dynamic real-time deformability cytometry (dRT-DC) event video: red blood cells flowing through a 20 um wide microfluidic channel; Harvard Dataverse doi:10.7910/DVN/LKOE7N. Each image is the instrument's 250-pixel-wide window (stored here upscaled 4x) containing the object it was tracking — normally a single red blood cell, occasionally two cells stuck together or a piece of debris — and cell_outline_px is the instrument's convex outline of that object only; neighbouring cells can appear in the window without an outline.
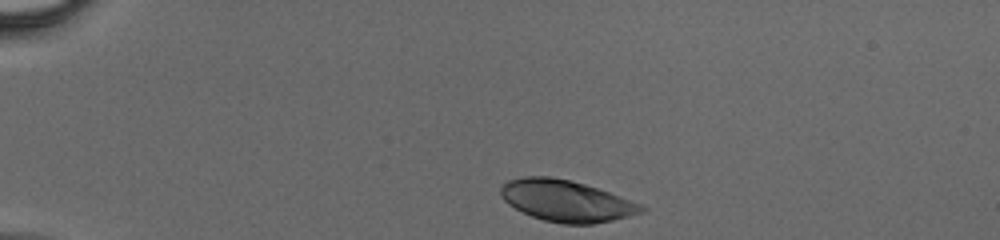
{"species": "human", "species_latin": "Homo sapiens", "temperature_condition": "cold", "stored_images_in_passage": 33, "camera_frame_rate_fps": 3000, "um_per_image_px": 0.085, "donor": {"sex": "male"}, "frame": {"image": 1, "passage_image": 1, "time_ms": 0.0, "image_size_px": [1000, 240], "cell_outline_px": [[648, 208], [644, 212], [612, 220], [592, 224], [564, 224], [544, 220], [532, 216], [508, 204], [500, 196], [500, 188], [508, 180], [524, 176], [552, 176], [584, 184], [608, 192], [640, 204]], "centroid_in_image_um": [48.11, 17.07], "position_along_channel_um": 36.9, "area_um2": 33.64}}
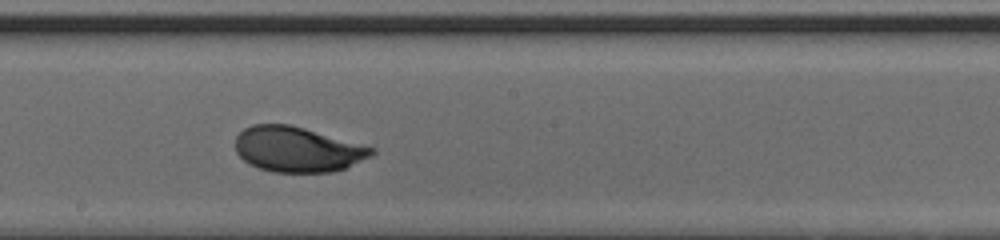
{"frame": {"image": 2, "passage_image": 18, "time_ms": 5.667, "image_size_px": [1000, 240], "cell_outline_px": [[376, 152], [372, 156], [344, 168], [332, 172], [272, 172], [248, 164], [236, 152], [236, 136], [244, 128], [252, 124], [288, 124], [304, 128], [376, 148]], "centroid_in_image_um": [25.28, 12.69], "position_along_channel_um": 222.9, "area_um2": 35.84}}
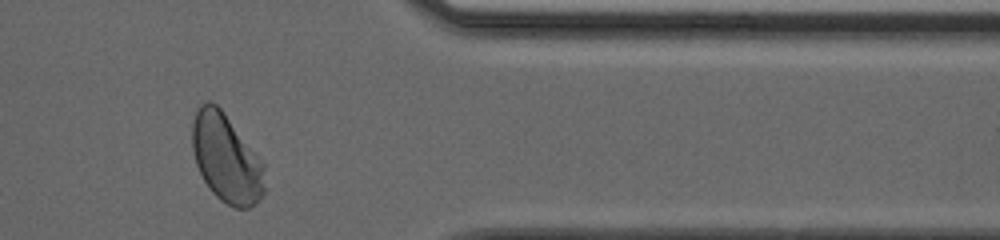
{"frame": {"image": 3, "passage_image": 30, "time_ms": 9.667, "image_size_px": [1000, 240], "cell_outline_px": [[264, 192], [260, 200], [248, 208], [232, 208], [220, 200], [212, 192], [204, 180], [196, 164], [192, 148], [192, 120], [196, 108], [200, 104], [208, 100], [216, 104], [224, 112], [264, 164]], "centroid_in_image_um": [19.21, 13.45], "position_along_channel_um": 392.2, "area_um2": 37.34}}